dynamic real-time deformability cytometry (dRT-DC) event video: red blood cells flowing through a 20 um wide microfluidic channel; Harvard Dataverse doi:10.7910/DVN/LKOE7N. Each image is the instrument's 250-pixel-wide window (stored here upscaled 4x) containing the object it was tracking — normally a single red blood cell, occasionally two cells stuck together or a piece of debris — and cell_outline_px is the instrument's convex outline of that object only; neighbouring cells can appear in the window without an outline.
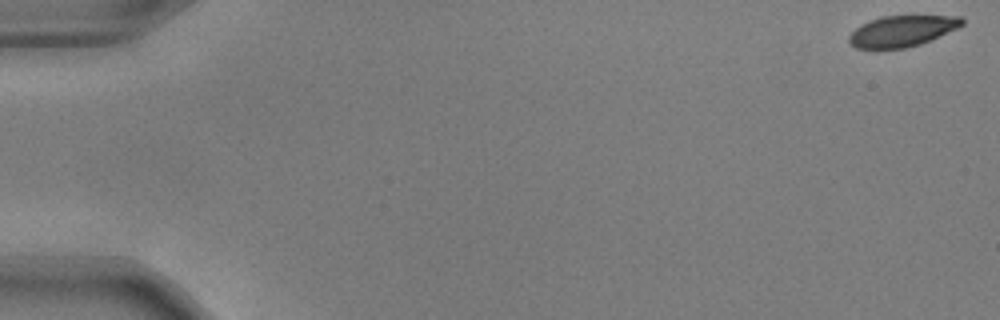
{"species": "common noctule bat (a hibernating species)", "species_latin": "Nyctalus noctula", "temperature_condition": "warm", "stored_images_in_passage": 54, "camera_frame_rate_fps": 3000, "um_per_image_px": 0.085, "animal": {"sex": "male", "body_mass_g": 17.9, "forearm_length_mm": 54.2}, "frame": {"image": 1, "passage_image": 1, "time_ms": 0.0, "image_size_px": [1000, 320], "cell_outline_px": [[964, 24], [932, 40], [908, 48], [876, 52], [856, 48], [848, 40], [848, 36], [860, 24], [880, 16], [960, 16], [964, 20]], "centroid_in_image_um": [76.6, 2.69], "position_along_channel_um": 8.4, "area_um2": 21.1}}
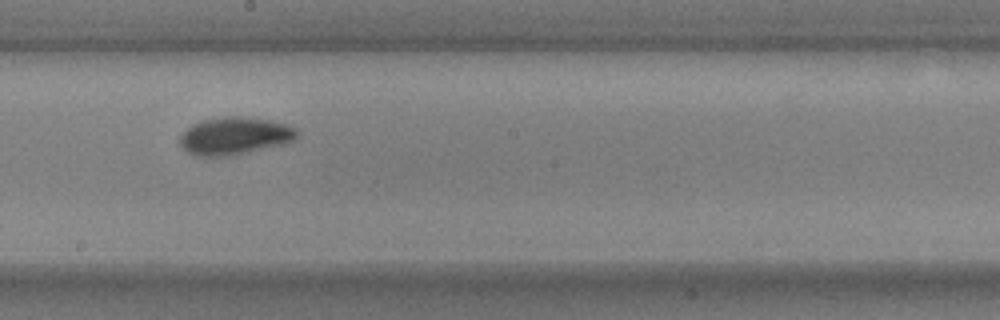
{"frame": {"image": 2, "passage_image": 31, "time_ms": 10.0, "image_size_px": [1000, 320], "cell_outline_px": [[300, 136], [284, 144], [248, 152], [228, 156], [192, 156], [180, 144], [180, 136], [192, 124], [204, 120], [228, 116], [240, 116], [272, 120], [288, 124], [296, 128], [300, 132]], "centroid_in_image_um": [20.0, 11.55], "position_along_channel_um": 228.2, "area_um2": 25.72}}
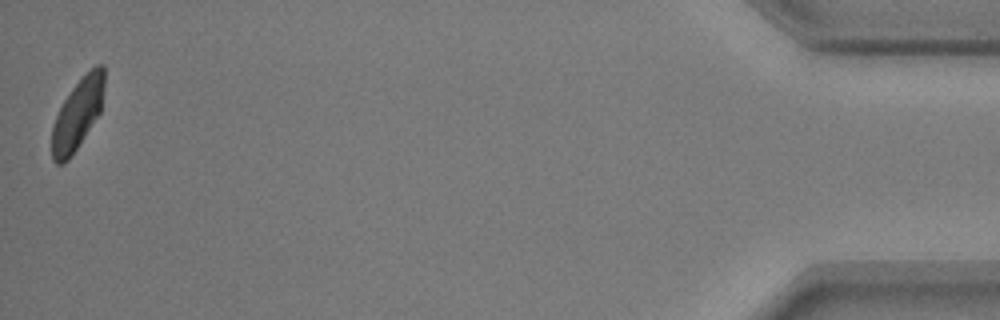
{"frame": {"image": 3, "passage_image": 54, "time_ms": 17.667, "image_size_px": [1000, 320], "cell_outline_px": [[104, 88], [100, 112], [68, 160], [64, 164], [56, 164], [52, 160], [52, 128], [56, 116], [64, 100], [72, 88], [96, 64], [104, 64]], "centroid_in_image_um": [6.59, 9.71], "position_along_channel_um": 428.6, "area_um2": 21.1}, "authors_computed_cell_mechanics": {"area_um2": 23.0622, "velocity_mm_per_s": 3.7365, "shape_relaxation_time_tau1_ms": 2.5464, "shape_relaxation_time_tau2_ms": 2.0045, "deformation_change_tau1": 0.1225, "deformation_change_tau2": 0.0478}}